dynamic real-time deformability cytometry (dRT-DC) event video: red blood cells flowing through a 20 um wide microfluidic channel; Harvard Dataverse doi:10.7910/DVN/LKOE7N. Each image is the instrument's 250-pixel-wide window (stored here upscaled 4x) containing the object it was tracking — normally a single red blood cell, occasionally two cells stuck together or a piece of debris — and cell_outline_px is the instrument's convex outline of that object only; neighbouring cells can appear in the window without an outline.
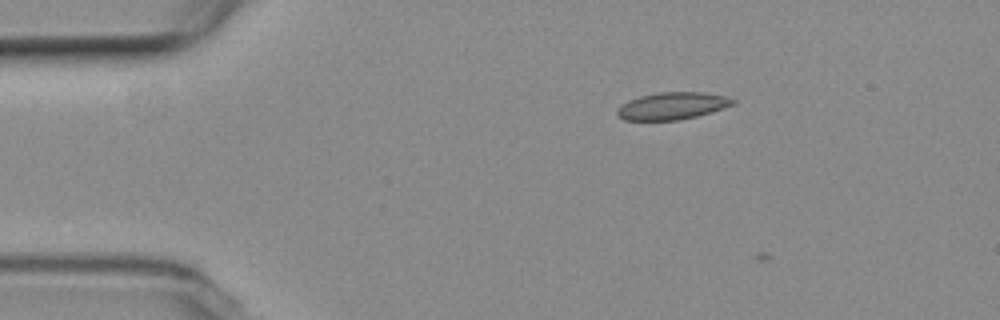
{"species": "common noctule bat (a hibernating species)", "species_latin": "Nyctalus noctula", "temperature_condition": "room temperature", "stored_images_in_passage": 13, "camera_frame_rate_fps": 3000, "um_per_image_px": 0.085, "animal": {"sex": "female", "body_mass_g": 19.3, "forearm_length_mm": 54.1}, "frame": {"image": 1, "passage_image": 10, "time_ms": 3.0, "image_size_px": [1000, 320], "cell_outline_px": [[736, 104], [712, 112], [680, 120], [624, 120], [616, 116], [616, 108], [620, 104], [628, 100], [640, 96], [660, 92], [704, 92], [728, 96], [736, 100]], "centroid_in_image_um": [57.14, 9.0], "position_along_channel_um": 27.9, "area_um2": 18.67}}